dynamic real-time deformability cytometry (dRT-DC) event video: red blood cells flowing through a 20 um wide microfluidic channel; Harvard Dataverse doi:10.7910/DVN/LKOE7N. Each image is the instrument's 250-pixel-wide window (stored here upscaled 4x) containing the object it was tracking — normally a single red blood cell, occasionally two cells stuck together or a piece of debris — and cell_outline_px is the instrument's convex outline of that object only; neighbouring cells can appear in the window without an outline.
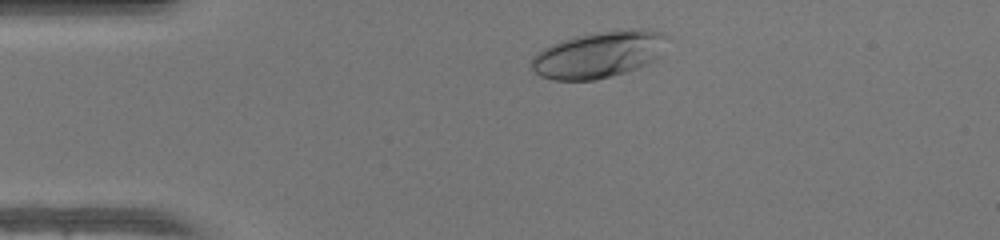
{"species": "human", "species_latin": "Homo sapiens", "temperature_condition": "warm", "stored_images_in_passage": 34, "camera_frame_rate_fps": 3000, "um_per_image_px": 0.085, "donor": {"sex": "female"}, "frame": {"image": 1, "passage_image": 4, "time_ms": 1.0, "image_size_px": [1000, 240], "cell_outline_px": [[672, 36], [660, 56], [636, 68], [624, 72], [596, 80], [552, 80], [540, 76], [532, 68], [532, 56], [536, 52], [560, 40], [576, 36], [596, 32], [628, 28], [648, 28], [664, 32]], "centroid_in_image_um": [50.96, 4.6], "position_along_channel_um": 34.0, "area_um2": 37.28}}
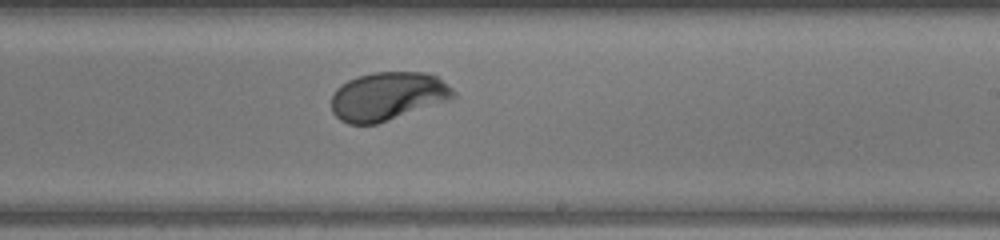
{"frame": {"image": 2, "passage_image": 23, "time_ms": 7.333, "image_size_px": [1000, 240], "cell_outline_px": [[460, 96], [452, 100], [376, 124], [348, 124], [340, 120], [332, 112], [332, 96], [336, 88], [340, 84], [356, 76], [372, 72], [428, 72], [436, 76], [452, 88]], "centroid_in_image_um": [32.99, 8.17], "position_along_channel_um": 256.0, "area_um2": 34.85}}
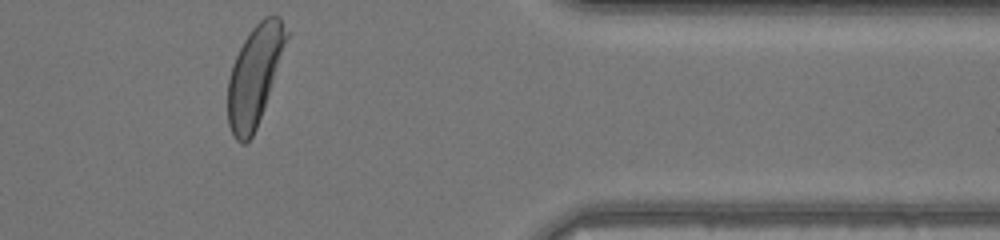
{"frame": {"image": 3, "passage_image": 34, "time_ms": 11.0, "image_size_px": [1000, 240], "cell_outline_px": [[292, 32], [256, 128], [252, 136], [244, 144], [240, 144], [236, 140], [228, 124], [228, 80], [232, 64], [244, 40], [252, 28], [264, 16], [280, 16]], "centroid_in_image_um": [21.68, 6.35], "position_along_channel_um": 389.7, "area_um2": 34.22}, "authors_computed_cell_mechanics": {"area_um2": 34.1887, "velocity_mm_per_s": 4.2517, "shape_relaxation_time_tau1_ms": 2.642, "shape_relaxation_time_tau2_ms": null, "deformation_change_tau1": 0.1869, "deformation_change_tau2": null}}